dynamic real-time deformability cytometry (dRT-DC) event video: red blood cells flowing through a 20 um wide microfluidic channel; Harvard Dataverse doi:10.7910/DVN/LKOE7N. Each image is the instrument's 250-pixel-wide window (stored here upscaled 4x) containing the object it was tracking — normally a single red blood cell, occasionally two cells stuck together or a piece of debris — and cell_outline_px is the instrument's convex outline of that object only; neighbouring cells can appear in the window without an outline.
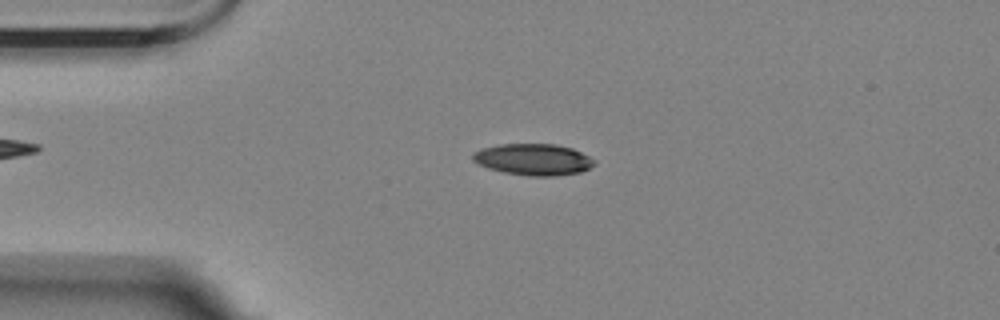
{"species": "Egyptian fruit bat (a non-hibernating species)", "species_latin": "Rousettus aegyptiacus", "temperature_condition": "room temperature", "stored_images_in_passage": 47, "camera_frame_rate_fps": 3000, "um_per_image_px": 0.085, "animal": {"sex": "female"}, "frame": {"image": 1, "passage_image": 12, "time_ms": 3.667, "image_size_px": [1000, 320], "cell_outline_px": [[596, 164], [580, 172], [556, 176], [528, 176], [504, 172], [488, 168], [472, 160], [472, 152], [480, 148], [500, 144], [556, 144], [572, 148], [596, 160]], "centroid_in_image_um": [45.32, 13.55], "position_along_channel_um": 39.7, "area_um2": 22.37}}
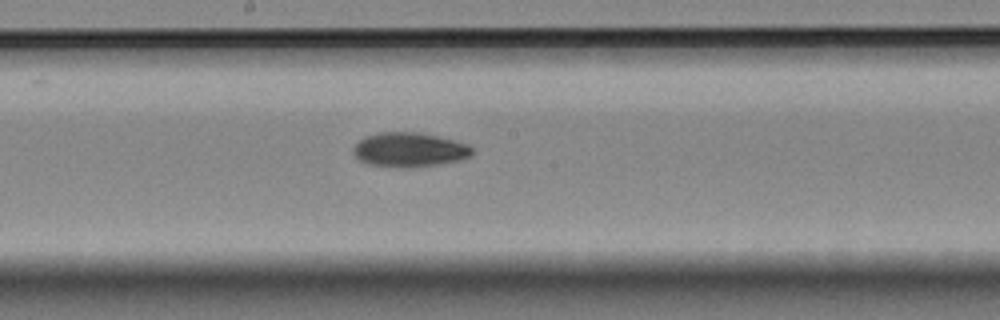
{"frame": {"image": 2, "passage_image": 29, "time_ms": 9.333, "image_size_px": [1000, 320], "cell_outline_px": [[476, 152], [460, 160], [436, 164], [368, 164], [360, 160], [352, 152], [352, 148], [360, 140], [368, 136], [380, 132], [416, 132], [436, 136], [468, 144]], "centroid_in_image_um": [34.81, 12.67], "position_along_channel_um": 213.4, "area_um2": 22.54}}
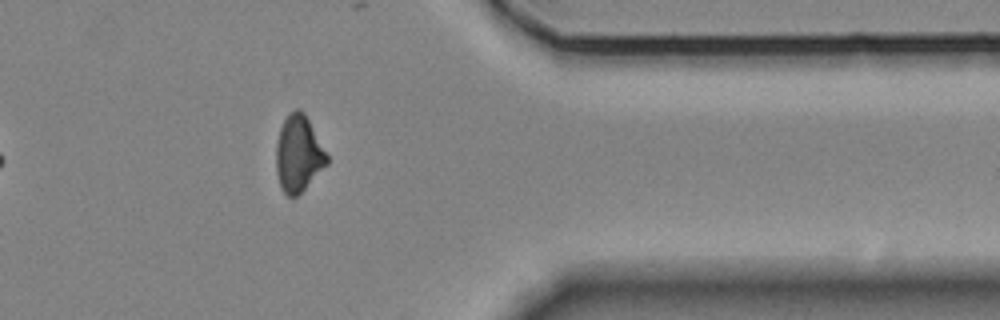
{"frame": {"image": 3, "passage_image": 45, "time_ms": 14.667, "image_size_px": [1000, 320], "cell_outline_px": [[328, 164], [296, 196], [288, 196], [284, 192], [280, 184], [276, 172], [276, 144], [280, 128], [288, 112], [296, 108], [300, 108], [304, 112], [328, 156]], "centroid_in_image_um": [25.36, 13.03], "position_along_channel_um": 386.0, "area_um2": 22.37}, "authors_computed_cell_mechanics": {"area_um2": 22.6576, "velocity_mm_per_s": 3.5224, "shape_relaxation_time_tau1_ms": 9.7015, "shape_relaxation_time_tau2_ms": 5.143, "deformation_change_tau1": 0.2117, "deformation_change_tau2": 0.1115}}